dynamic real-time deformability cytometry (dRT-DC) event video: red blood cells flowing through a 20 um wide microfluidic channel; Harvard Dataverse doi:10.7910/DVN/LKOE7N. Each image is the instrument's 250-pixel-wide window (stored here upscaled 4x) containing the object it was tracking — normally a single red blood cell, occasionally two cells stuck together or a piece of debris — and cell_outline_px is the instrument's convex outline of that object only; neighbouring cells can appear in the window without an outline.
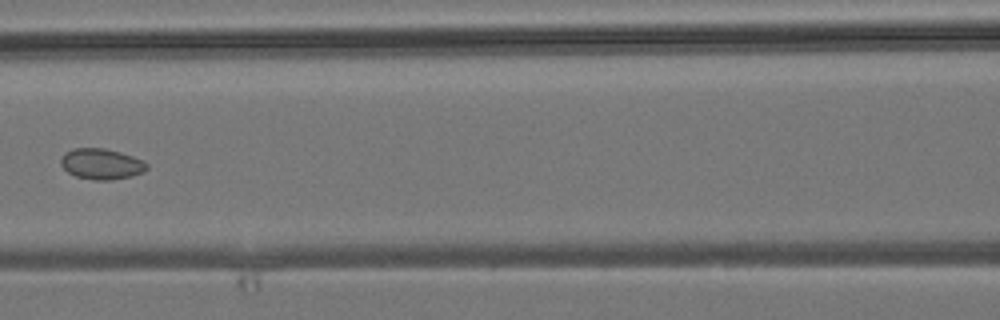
{"species": "common noctule bat (a hibernating species)", "species_latin": "Nyctalus noctula", "temperature_condition": "room temperature", "stored_images_in_passage": 6, "camera_frame_rate_fps": 3000, "um_per_image_px": 0.085, "animal": {"sex": "male", "body_mass_g": 19.2, "forearm_length_mm": 51.8}, "frame": {"image": 1, "passage_image": 6, "time_ms": 6.667, "image_size_px": [1000, 320], "cell_outline_px": [[148, 168], [144, 172], [132, 176], [112, 180], [92, 180], [76, 176], [68, 172], [60, 164], [60, 160], [64, 152], [72, 148], [104, 148], [120, 152], [132, 156], [148, 164]], "centroid_in_image_um": [8.6, 13.94], "position_along_channel_um": 158.0, "area_um2": 15.49}}